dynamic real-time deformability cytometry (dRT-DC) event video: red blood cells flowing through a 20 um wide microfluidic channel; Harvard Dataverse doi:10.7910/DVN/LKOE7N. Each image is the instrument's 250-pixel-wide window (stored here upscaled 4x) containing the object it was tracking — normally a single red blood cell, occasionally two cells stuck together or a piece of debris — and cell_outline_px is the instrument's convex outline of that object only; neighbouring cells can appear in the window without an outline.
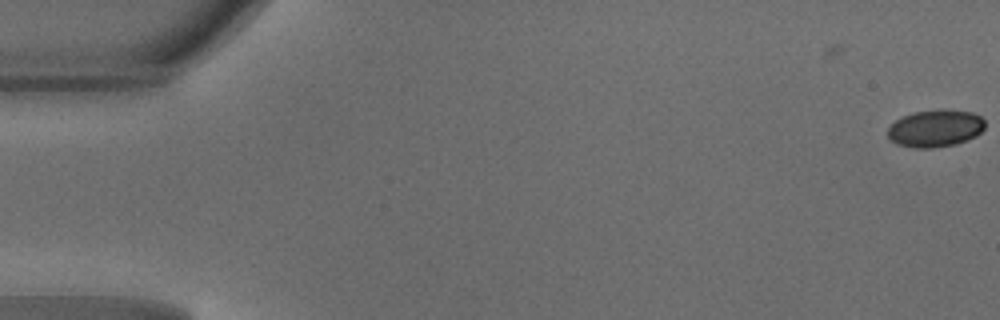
{"species": "common noctule bat (a hibernating species)", "species_latin": "Nyctalus noctula", "temperature_condition": "warm", "stored_images_in_passage": 4, "camera_frame_rate_fps": 3000, "um_per_image_px": 0.085, "animal": {"sex": "male", "body_mass_g": 18.8}, "frame": {"image": 1, "passage_image": 4, "time_ms": 1.0, "image_size_px": [1000, 320], "cell_outline_px": [[984, 128], [976, 136], [956, 144], [932, 148], [916, 148], [896, 144], [888, 136], [888, 128], [896, 120], [912, 112], [940, 108], [972, 112], [980, 116], [984, 120]], "centroid_in_image_um": [79.51, 10.89], "position_along_channel_um": 5.5, "area_um2": 21.21}}